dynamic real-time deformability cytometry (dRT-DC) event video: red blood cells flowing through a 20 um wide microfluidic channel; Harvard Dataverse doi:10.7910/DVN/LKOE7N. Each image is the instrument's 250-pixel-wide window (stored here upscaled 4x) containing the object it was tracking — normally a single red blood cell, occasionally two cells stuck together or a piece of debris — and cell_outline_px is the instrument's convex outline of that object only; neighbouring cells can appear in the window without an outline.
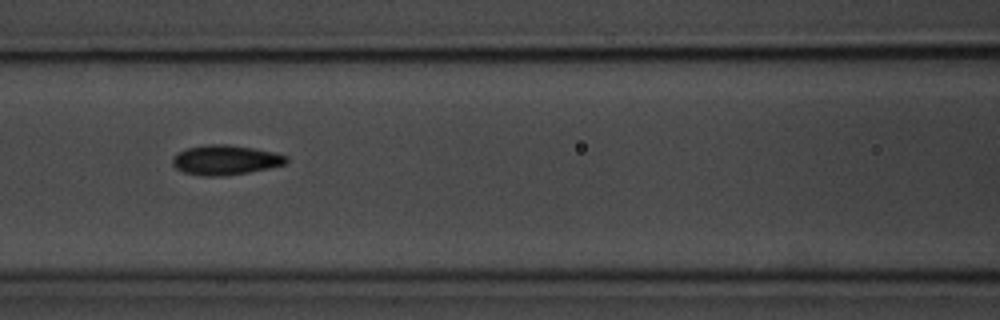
{"species": "common noctule bat (a hibernating species)", "species_latin": "Nyctalus noctula", "temperature_condition": "room temperature", "stored_images_in_passage": 10, "camera_frame_rate_fps": 3000, "um_per_image_px": 0.085, "animal": {"sex": "male", "body_mass_g": 20.1, "forearm_length_mm": 53.5}, "frame": {"image": 1, "passage_image": 7, "time_ms": 7.0, "image_size_px": [1000, 320], "cell_outline_px": [[288, 160], [284, 164], [268, 168], [248, 172], [224, 176], [204, 176], [184, 172], [176, 168], [172, 164], [172, 156], [176, 152], [188, 148], [208, 144], [228, 144], [252, 148], [272, 152], [288, 156]], "centroid_in_image_um": [19.12, 13.59], "position_along_channel_um": 147.5, "area_um2": 19.65}}